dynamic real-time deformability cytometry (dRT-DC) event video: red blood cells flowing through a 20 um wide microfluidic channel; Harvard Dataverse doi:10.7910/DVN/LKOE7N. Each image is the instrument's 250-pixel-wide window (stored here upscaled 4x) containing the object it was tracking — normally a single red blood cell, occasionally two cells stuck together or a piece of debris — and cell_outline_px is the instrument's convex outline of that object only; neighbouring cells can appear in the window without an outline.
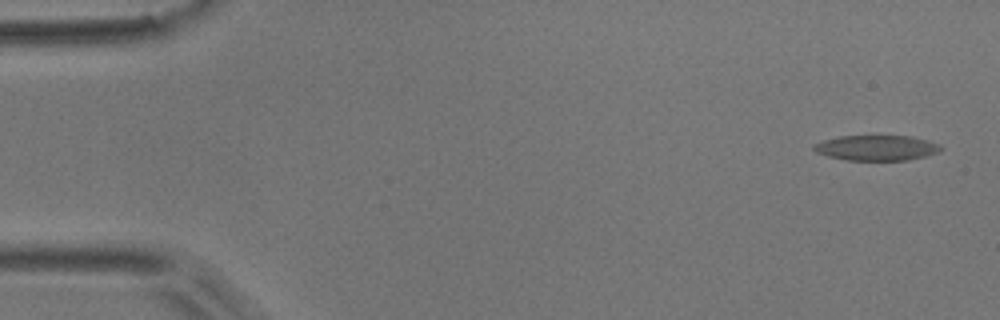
{"species": "common noctule bat (a hibernating species)", "species_latin": "Nyctalus noctula", "temperature_condition": "room temperature", "stored_images_in_passage": 4, "camera_frame_rate_fps": 3000, "um_per_image_px": 0.085, "animal": {"sex": "male", "body_mass_g": 17.9}, "frame": {"image": 1, "passage_image": 1, "time_ms": 0.0, "image_size_px": [1000, 320], "cell_outline_px": [[944, 148], [936, 152], [924, 156], [908, 160], [848, 160], [828, 156], [816, 152], [812, 148], [816, 144], [824, 140], [840, 136], [908, 136], [928, 140], [940, 144]], "centroid_in_image_um": [74.53, 12.56], "position_along_channel_um": 10.5, "area_um2": 18.5}}
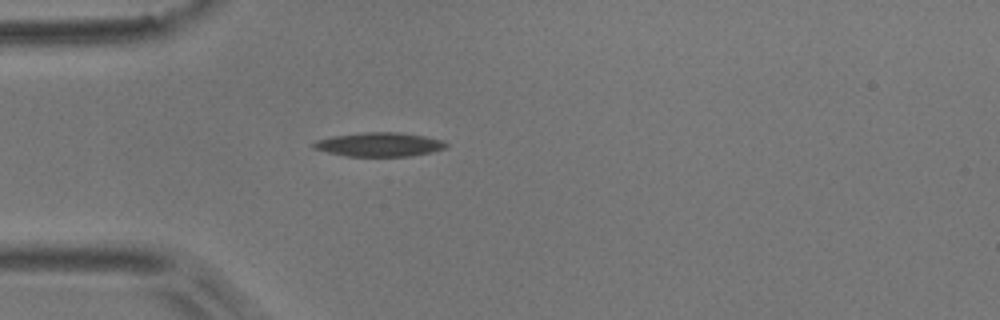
{"frame": {"image": 2, "passage_image": 4, "time_ms": 1.0, "image_size_px": [1000, 320], "cell_outline_px": [[448, 148], [432, 152], [412, 156], [348, 156], [328, 152], [312, 148], [312, 144], [316, 140], [332, 136], [364, 132], [400, 132], [424, 136], [444, 140], [448, 144]], "centroid_in_image_um": [32.28, 12.28], "position_along_channel_um": 52.7, "area_um2": 18.67}}